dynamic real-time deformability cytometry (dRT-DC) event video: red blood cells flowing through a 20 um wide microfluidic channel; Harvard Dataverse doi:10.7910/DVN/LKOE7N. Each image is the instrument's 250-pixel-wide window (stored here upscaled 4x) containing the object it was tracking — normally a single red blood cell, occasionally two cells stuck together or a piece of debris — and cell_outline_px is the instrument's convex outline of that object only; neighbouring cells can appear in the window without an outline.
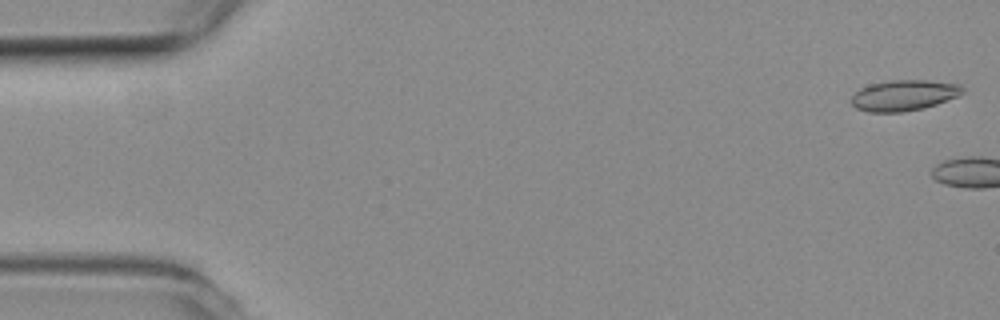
{"species": "common noctule bat (a hibernating species)", "species_latin": "Nyctalus noctula", "temperature_condition": "room temperature", "stored_images_in_passage": 4, "camera_frame_rate_fps": 3000, "um_per_image_px": 0.085, "animal": {"sex": "female", "body_mass_g": 19.3, "forearm_length_mm": 54.1}, "frame": {"image": 1, "passage_image": 1, "time_ms": 0.0, "image_size_px": [1000, 320], "cell_outline_px": [[964, 92], [960, 96], [924, 108], [900, 112], [868, 112], [856, 108], [852, 104], [852, 96], [860, 88], [872, 84], [892, 80], [928, 80], [960, 84], [964, 88]], "centroid_in_image_um": [76.87, 8.1], "position_along_channel_um": 8.1, "area_um2": 19.94}}